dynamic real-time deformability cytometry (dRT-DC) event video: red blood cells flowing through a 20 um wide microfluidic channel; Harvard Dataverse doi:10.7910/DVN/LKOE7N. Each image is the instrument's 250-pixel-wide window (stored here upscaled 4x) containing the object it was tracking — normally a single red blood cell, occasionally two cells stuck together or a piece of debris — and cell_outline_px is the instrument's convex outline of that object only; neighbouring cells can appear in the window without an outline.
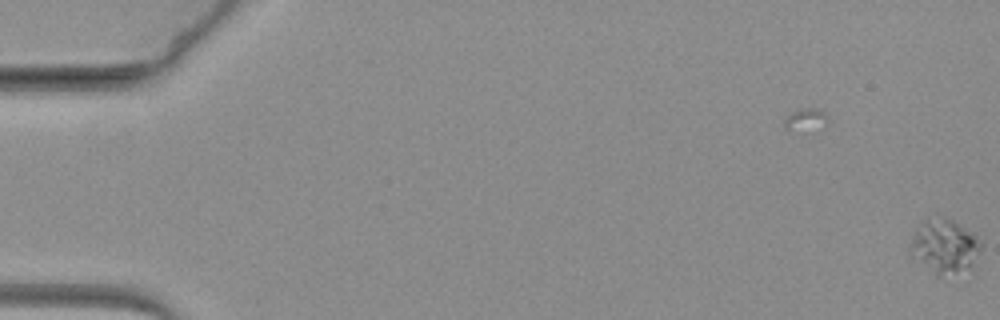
{"species": "common noctule bat (a hibernating species)", "species_latin": "Nyctalus noctula", "temperature_condition": "warm", "stored_images_in_passage": 3, "camera_frame_rate_fps": 3000, "um_per_image_px": 0.085, "animal": {"sex": "female", "body_mass_g": 19.3, "forearm_length_mm": 54.1}, "frame": {"image": 1, "passage_image": 3, "time_ms": 0.667, "image_size_px": [1000, 320], "cell_outline_px": [[984, 244], [972, 268], [940, 276], [936, 276], [908, 252], [908, 248], [916, 228], [928, 216], [944, 216], [976, 232]], "centroid_in_image_um": [80.32, 20.89], "position_along_channel_um": 4.7, "area_um2": 22.95}}